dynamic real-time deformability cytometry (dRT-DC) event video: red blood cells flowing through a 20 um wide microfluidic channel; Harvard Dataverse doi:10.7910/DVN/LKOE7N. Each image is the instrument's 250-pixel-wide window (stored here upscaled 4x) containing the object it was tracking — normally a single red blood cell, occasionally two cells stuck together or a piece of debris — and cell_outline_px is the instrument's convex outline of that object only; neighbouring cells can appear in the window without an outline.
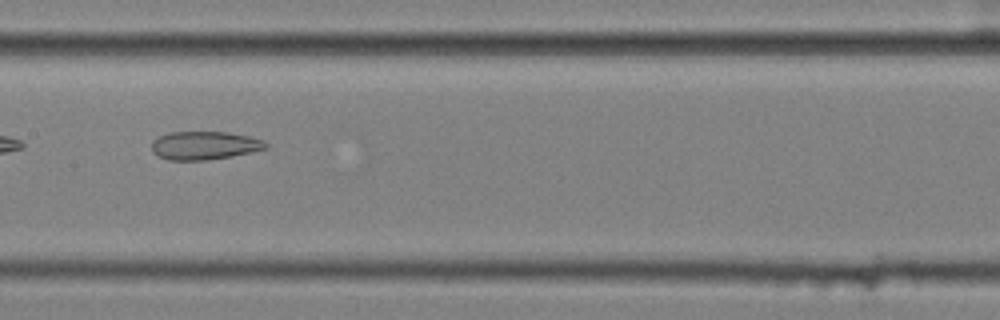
{"species": "common noctule bat (a hibernating species)", "species_latin": "Nyctalus noctula", "temperature_condition": "cold", "stored_images_in_passage": 9, "camera_frame_rate_fps": 3000, "um_per_image_px": 0.085, "animal": {"sex": "female", "body_mass_g": 25.1}, "frame": {"image": 1, "passage_image": 8, "time_ms": 2.333, "image_size_px": [1000, 320], "cell_outline_px": [[268, 148], [252, 152], [232, 156], [204, 160], [168, 160], [152, 152], [152, 140], [160, 136], [172, 132], [228, 132], [248, 136], [264, 140], [268, 144]], "centroid_in_image_um": [17.4, 12.36], "position_along_channel_um": 190.0, "area_um2": 18.79}}
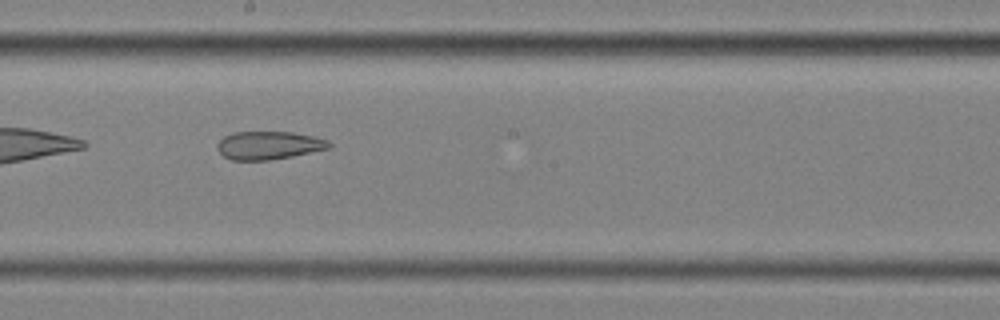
{"frame": {"image": 2, "passage_image": 9, "time_ms": 2.667, "image_size_px": [1000, 320], "cell_outline_px": [[332, 148], [292, 156], [268, 160], [232, 160], [224, 156], [216, 148], [216, 144], [224, 136], [232, 132], [292, 132], [312, 136], [328, 140], [332, 144]], "centroid_in_image_um": [22.85, 12.35], "position_along_channel_um": 225.4, "area_um2": 18.38}}